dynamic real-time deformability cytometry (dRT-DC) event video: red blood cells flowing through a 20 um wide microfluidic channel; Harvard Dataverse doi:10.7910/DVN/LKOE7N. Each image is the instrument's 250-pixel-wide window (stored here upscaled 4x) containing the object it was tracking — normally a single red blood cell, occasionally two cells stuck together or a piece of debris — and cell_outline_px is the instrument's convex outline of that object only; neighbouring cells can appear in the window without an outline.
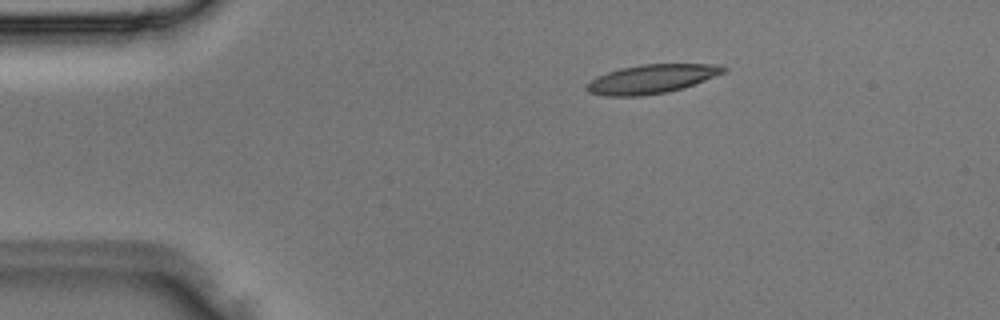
{"species": "Egyptian fruit bat (a non-hibernating species)", "species_latin": "Rousettus aegyptiacus", "temperature_condition": "room temperature", "stored_images_in_passage": 3, "camera_frame_rate_fps": 3000, "um_per_image_px": 0.085, "animal": {"sex": "male"}, "frame": {"image": 1, "passage_image": 1, "time_ms": 0.0, "image_size_px": [1000, 320], "cell_outline_px": [[728, 68], [724, 72], [684, 88], [668, 92], [640, 96], [604, 96], [588, 92], [584, 88], [584, 84], [596, 76], [620, 68], [640, 64], [720, 64]], "centroid_in_image_um": [55.33, 6.71], "position_along_channel_um": 29.7, "area_um2": 23.24}}